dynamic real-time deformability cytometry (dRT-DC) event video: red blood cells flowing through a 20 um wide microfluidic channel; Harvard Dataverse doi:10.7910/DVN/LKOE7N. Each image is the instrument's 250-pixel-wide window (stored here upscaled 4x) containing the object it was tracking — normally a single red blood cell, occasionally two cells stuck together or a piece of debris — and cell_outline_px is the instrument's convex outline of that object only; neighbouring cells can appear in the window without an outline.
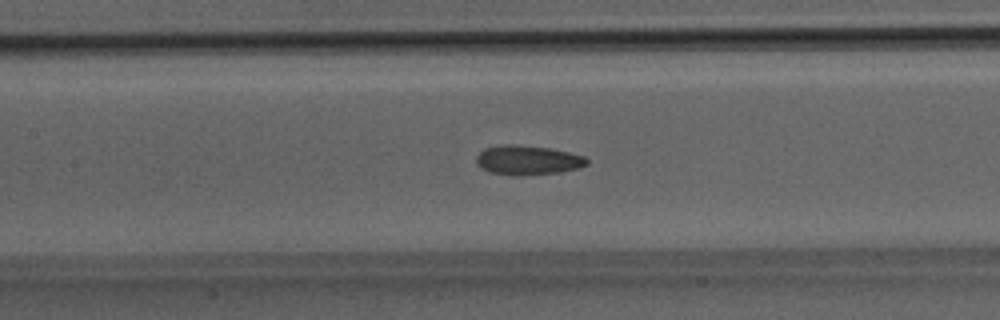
{"species": "Egyptian fruit bat (a non-hibernating species)", "species_latin": "Rousettus aegyptiacus", "temperature_condition": "room temperature", "stored_images_in_passage": 38, "camera_frame_rate_fps": 3000, "um_per_image_px": 0.085, "animal": {"sex": "male"}, "frame": {"image": 1, "passage_image": 18, "time_ms": 5.667, "image_size_px": [1000, 320], "cell_outline_px": [[588, 164], [580, 168], [560, 172], [520, 176], [512, 176], [488, 172], [480, 168], [476, 164], [476, 156], [484, 148], [504, 144], [512, 144], [548, 148], [568, 152], [584, 156], [588, 160]], "centroid_in_image_um": [44.82, 13.63], "position_along_channel_um": 162.6, "area_um2": 19.19}}
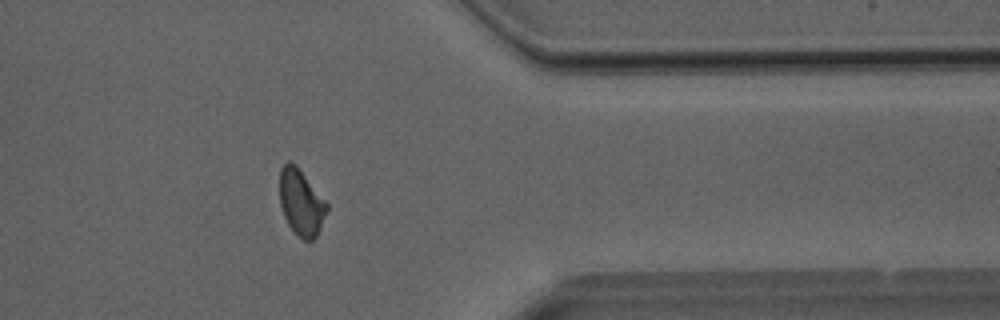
{"frame": {"image": 2, "passage_image": 31, "time_ms": 10.0, "image_size_px": [1000, 320], "cell_outline_px": [[328, 208], [320, 228], [316, 236], [312, 240], [304, 240], [288, 224], [284, 216], [280, 204], [280, 168], [288, 160], [296, 164], [328, 204]], "centroid_in_image_um": [25.59, 17.17], "position_along_channel_um": 385.8, "area_um2": 17.92}}
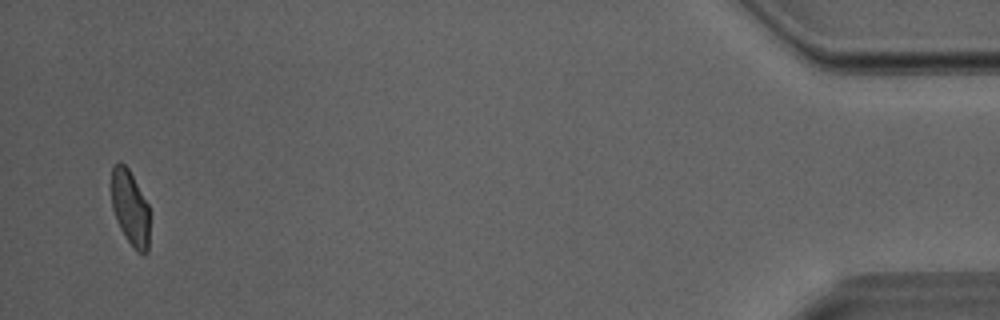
{"frame": {"image": 3, "passage_image": 37, "time_ms": 12.0, "image_size_px": [1000, 320], "cell_outline_px": [[148, 252], [144, 256], [136, 252], [124, 236], [116, 220], [112, 208], [112, 168], [120, 160], [128, 168], [148, 204]], "centroid_in_image_um": [11.06, 17.71], "position_along_channel_um": 424.1, "area_um2": 16.7}}